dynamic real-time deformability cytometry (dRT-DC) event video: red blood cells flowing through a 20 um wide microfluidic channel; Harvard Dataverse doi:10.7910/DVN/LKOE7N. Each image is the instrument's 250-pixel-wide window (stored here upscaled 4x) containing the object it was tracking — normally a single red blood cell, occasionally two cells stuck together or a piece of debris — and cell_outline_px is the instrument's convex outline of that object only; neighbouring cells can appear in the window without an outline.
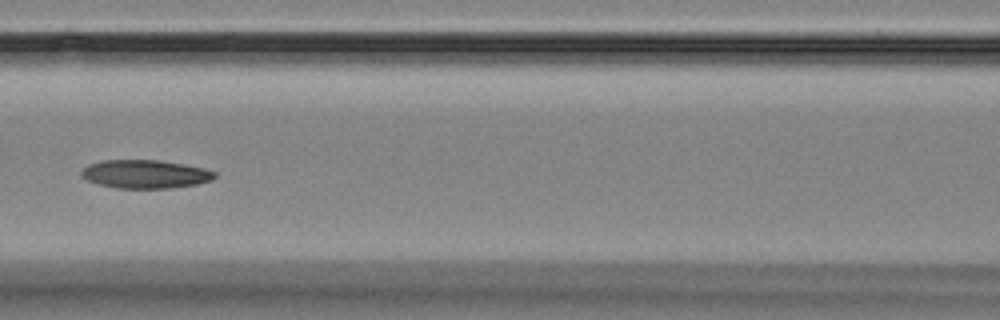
{"species": "Egyptian fruit bat (a non-hibernating species)", "species_latin": "Rousettus aegyptiacus", "temperature_condition": "room temperature", "stored_images_in_passage": 8, "camera_frame_rate_fps": 3000, "um_per_image_px": 0.085, "animal": {"sex": "female"}, "frame": {"image": 1, "passage_image": 8, "time_ms": 8.0, "image_size_px": [1000, 320], "cell_outline_px": [[216, 176], [212, 180], [196, 184], [168, 188], [116, 188], [100, 184], [88, 180], [80, 176], [80, 172], [88, 164], [104, 160], [156, 160], [184, 164], [204, 168], [216, 172]], "centroid_in_image_um": [12.34, 14.79], "position_along_channel_um": 154.3, "area_um2": 21.96}}